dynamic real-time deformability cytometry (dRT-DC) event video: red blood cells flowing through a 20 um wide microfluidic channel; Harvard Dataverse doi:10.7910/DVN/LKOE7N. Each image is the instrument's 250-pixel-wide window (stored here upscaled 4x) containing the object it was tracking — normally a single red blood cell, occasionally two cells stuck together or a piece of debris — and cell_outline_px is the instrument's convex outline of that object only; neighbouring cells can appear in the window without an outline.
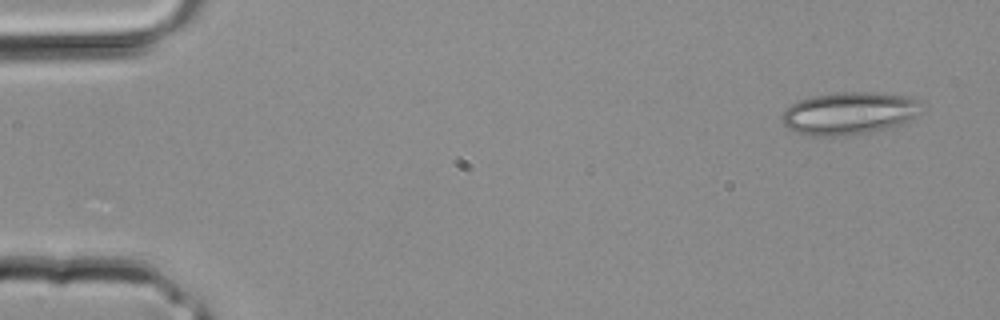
{"species": "common noctule bat (a hibernating species)", "species_latin": "Nyctalus noctula", "temperature_condition": "room temperature", "stored_images_in_passage": 4, "segment_of_instrument_passage": [1, 2], "camera_frame_rate_fps": 3000, "um_per_image_px": 0.085, "animal": {"sex": "male", "body_mass_g": 20.4}, "frame": {"image": 1, "passage_image": 1, "time_ms": 0.0, "image_size_px": [1000, 320], "cell_outline_px": [[920, 100], [916, 116], [900, 124], [888, 128], [864, 132], [832, 136], [808, 136], [796, 132], [788, 128], [780, 120], [780, 116], [792, 104], [800, 100], [812, 96], [836, 92], [868, 92], [904, 96]], "centroid_in_image_um": [72.11, 9.62], "position_along_channel_um": 12.9, "area_um2": 34.04}}
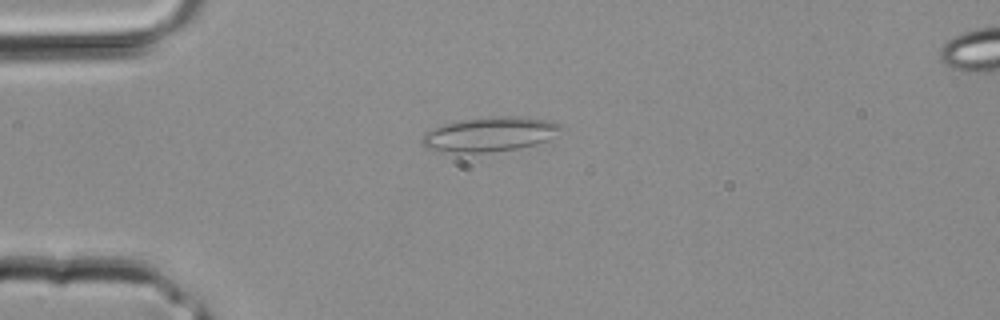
{"frame": {"image": 2, "passage_image": 3, "time_ms": 0.667, "image_size_px": [1000, 320], "cell_outline_px": [[568, 128], [548, 140], [536, 144], [516, 148], [488, 152], [440, 152], [428, 148], [420, 144], [420, 140], [424, 132], [432, 128], [444, 124], [460, 120], [492, 116], [520, 116], [544, 120], [564, 124]], "centroid_in_image_um": [41.65, 11.4], "position_along_channel_um": 43.4, "area_um2": 28.32}}